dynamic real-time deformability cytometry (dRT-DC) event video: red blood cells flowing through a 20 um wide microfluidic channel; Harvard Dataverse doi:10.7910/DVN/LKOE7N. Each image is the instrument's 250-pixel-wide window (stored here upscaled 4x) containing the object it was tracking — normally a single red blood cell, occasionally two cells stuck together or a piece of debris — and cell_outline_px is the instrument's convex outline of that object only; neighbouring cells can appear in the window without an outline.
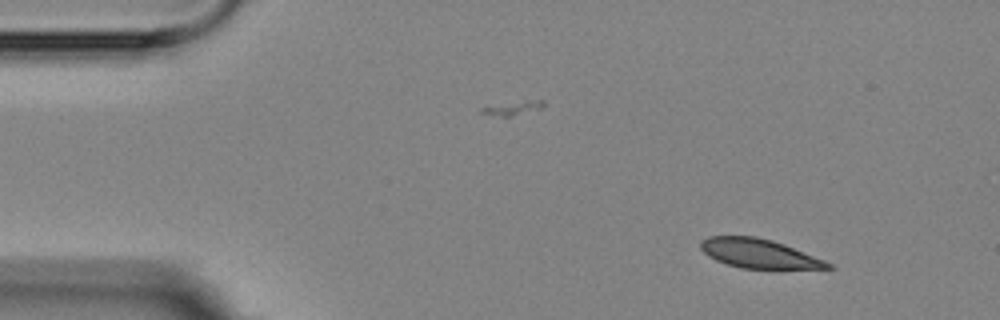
{"species": "Egyptian fruit bat (a non-hibernating species)", "species_latin": "Rousettus aegyptiacus", "temperature_condition": "room temperature", "stored_images_in_passage": 15, "camera_frame_rate_fps": 3000, "um_per_image_px": 0.085, "animal": {"sex": "female"}, "frame": {"image": 1, "passage_image": 1, "time_ms": 0.0, "image_size_px": [1000, 320], "cell_outline_px": [[836, 268], [740, 268], [716, 260], [708, 256], [700, 248], [700, 240], [708, 236], [756, 236], [772, 240], [784, 244], [824, 260], [832, 264]], "centroid_in_image_um": [64.47, 21.53], "position_along_channel_um": 20.5, "area_um2": 21.39}}
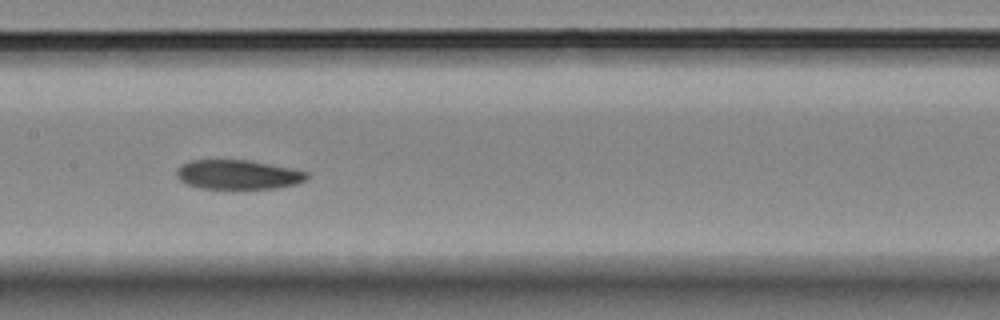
{"frame": {"image": 2, "passage_image": 7, "time_ms": 7.0, "image_size_px": [1000, 320], "cell_outline_px": [[308, 180], [296, 184], [276, 188], [200, 188], [188, 184], [180, 180], [176, 176], [176, 172], [180, 164], [188, 160], [248, 160], [292, 168], [308, 172]], "centroid_in_image_um": [20.23, 14.83], "position_along_channel_um": 187.2, "area_um2": 22.31}}
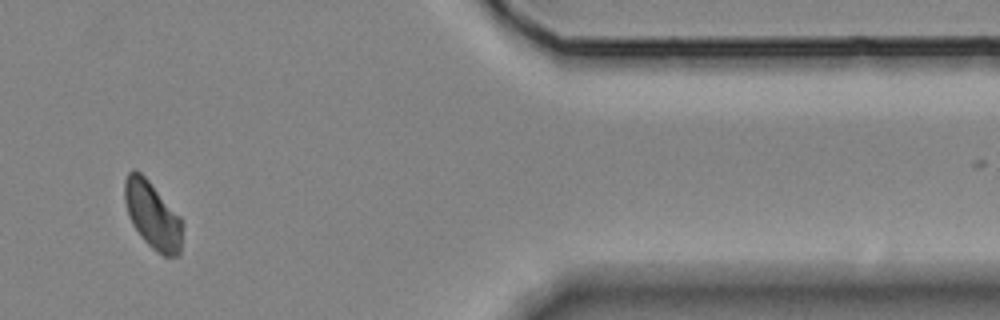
{"frame": {"image": 3, "passage_image": 13, "time_ms": 14.0, "image_size_px": [1000, 320], "cell_outline_px": [[184, 224], [180, 256], [164, 256], [156, 252], [140, 236], [132, 224], [128, 216], [124, 200], [124, 180], [128, 172], [132, 168], [140, 172], [148, 180], [180, 216]], "centroid_in_image_um": [12.98, 18.31], "position_along_channel_um": 398.4, "area_um2": 22.95}, "authors_computed_cell_mechanics": {"area_um2": 23.4668, "velocity_mm_per_s": 3.5225, "shape_relaxation_time_tau1_ms": 6.4195, "shape_relaxation_time_tau2_ms": 6.5739, "deformation_change_tau1": 0.118, "deformation_change_tau2": 0.0757}}